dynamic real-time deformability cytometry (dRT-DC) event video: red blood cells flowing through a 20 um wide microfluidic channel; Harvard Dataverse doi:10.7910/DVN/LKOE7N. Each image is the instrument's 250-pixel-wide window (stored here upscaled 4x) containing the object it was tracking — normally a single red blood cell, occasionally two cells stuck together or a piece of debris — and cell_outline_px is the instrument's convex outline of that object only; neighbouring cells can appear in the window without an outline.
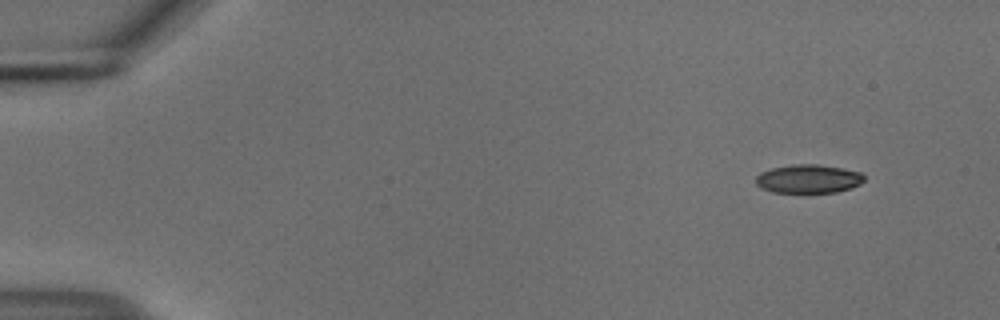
{"species": "common noctule bat (a hibernating species)", "species_latin": "Nyctalus noctula", "temperature_condition": "cold", "stored_images_in_passage": 50, "camera_frame_rate_fps": 3000, "um_per_image_px": 0.085, "animal": {"sex": "male", "body_mass_g": 18.8}, "frame": {"image": 1, "passage_image": 1, "time_ms": 0.0, "image_size_px": [1000, 320], "cell_outline_px": [[864, 180], [860, 184], [852, 188], [836, 192], [772, 192], [760, 188], [756, 184], [756, 176], [760, 172], [772, 168], [792, 164], [820, 164], [860, 172], [864, 176]], "centroid_in_image_um": [68.7, 15.2], "position_along_channel_um": 16.3, "area_um2": 18.09}}
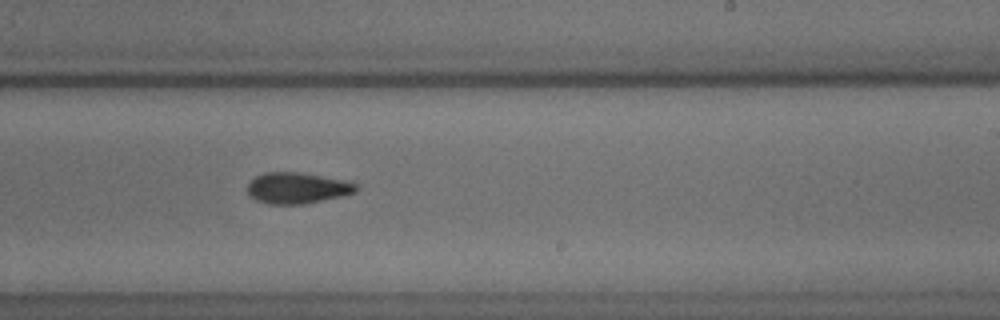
{"frame": {"image": 2, "passage_image": 30, "time_ms": 9.667, "image_size_px": [1000, 320], "cell_outline_px": [[360, 188], [356, 192], [344, 196], [304, 204], [268, 204], [256, 200], [248, 196], [248, 184], [256, 176], [264, 172], [300, 172], [352, 180]], "centroid_in_image_um": [25.33, 15.97], "position_along_channel_um": 263.7, "area_um2": 20.17}}
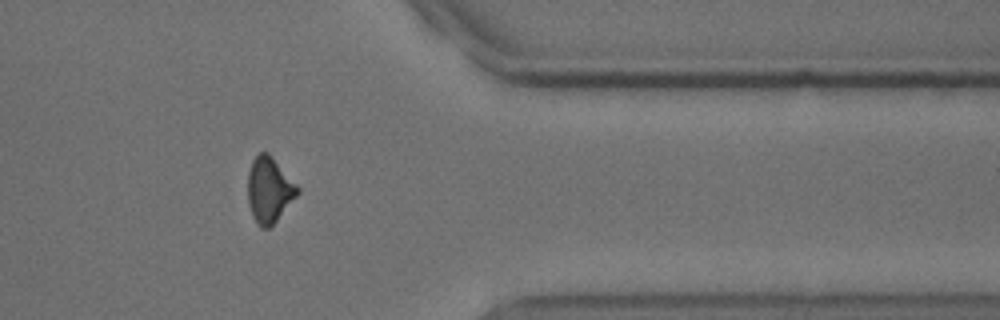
{"frame": {"image": 3, "passage_image": 41, "time_ms": 13.333, "image_size_px": [1000, 320], "cell_outline_px": [[300, 192], [276, 220], [268, 228], [260, 228], [252, 216], [248, 204], [248, 172], [252, 160], [260, 152], [268, 152], [272, 156], [300, 188]], "centroid_in_image_um": [22.87, 16.13], "position_along_channel_um": 388.5, "area_um2": 18.9}, "authors_computed_cell_mechanics": {"area_um2": 19.4208, "velocity_mm_per_s": 3.7471, "shape_relaxation_time_tau1_ms": 7.2754, "shape_relaxation_time_tau2_ms": 6.3818, "deformation_change_tau1": 0.1481, "deformation_change_tau2": 0.1177}}